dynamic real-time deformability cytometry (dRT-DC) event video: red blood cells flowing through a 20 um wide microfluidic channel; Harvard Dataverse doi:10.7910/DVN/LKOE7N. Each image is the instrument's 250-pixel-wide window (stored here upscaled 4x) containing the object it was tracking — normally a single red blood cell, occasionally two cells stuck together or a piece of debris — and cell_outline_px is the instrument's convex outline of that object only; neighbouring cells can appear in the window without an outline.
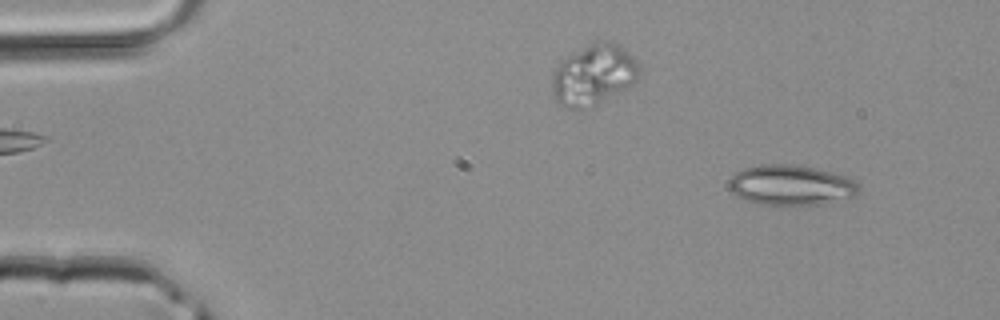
{"species": "common noctule bat (a hibernating species)", "species_latin": "Nyctalus noctula", "temperature_condition": "room temperature", "stored_images_in_passage": 42, "camera_frame_rate_fps": 3000, "um_per_image_px": 0.085, "animal": {"sex": "male", "body_mass_g": 20.4}, "frame": {"image": 1, "passage_image": 4, "time_ms": 1.0, "image_size_px": [1000, 320], "cell_outline_px": [[860, 188], [856, 196], [824, 204], [776, 208], [760, 204], [736, 196], [732, 192], [728, 184], [728, 180], [736, 172], [744, 168], [760, 164], [792, 164], [816, 168], [832, 172], [856, 180], [860, 184]], "centroid_in_image_um": [67.25, 15.77], "position_along_channel_um": 17.7, "area_um2": 31.44}}
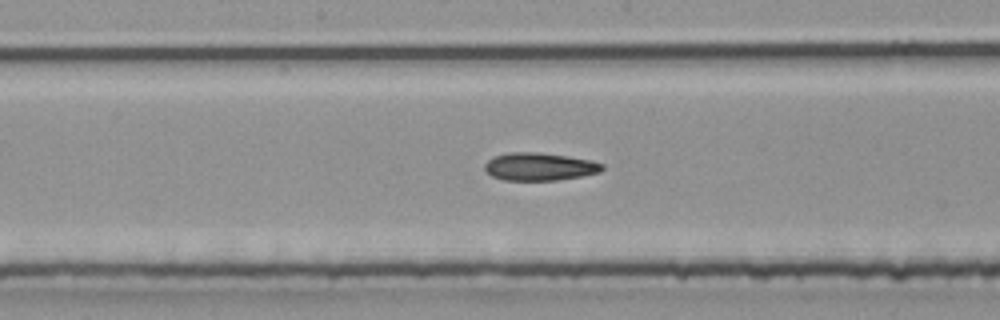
{"frame": {"image": 2, "passage_image": 22, "time_ms": 7.0, "image_size_px": [1000, 320], "cell_outline_px": [[604, 168], [600, 172], [580, 176], [556, 180], [504, 180], [492, 176], [484, 168], [484, 164], [492, 156], [512, 152], [536, 152], [592, 160], [604, 164]], "centroid_in_image_um": [45.84, 14.16], "position_along_channel_um": 202.4, "area_um2": 18.9}}
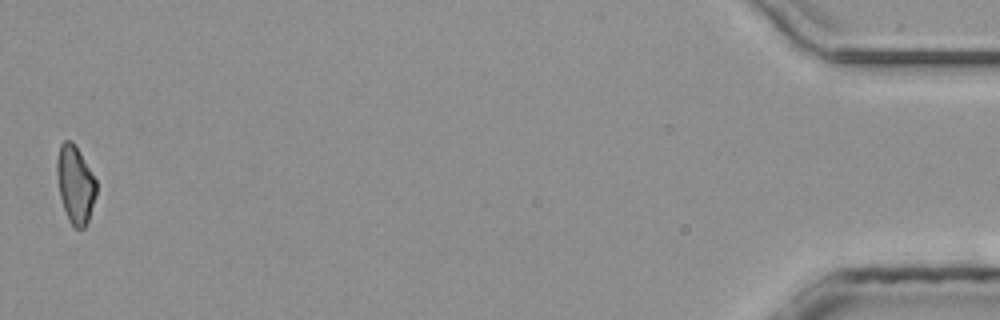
{"frame": {"image": 3, "passage_image": 42, "time_ms": 13.667, "image_size_px": [1000, 320], "cell_outline_px": [[96, 196], [88, 220], [84, 228], [76, 228], [68, 220], [60, 196], [56, 172], [56, 164], [60, 144], [64, 140], [72, 140], [80, 152], [96, 180]], "centroid_in_image_um": [6.39, 15.65], "position_along_channel_um": 428.8, "area_um2": 17.69}}